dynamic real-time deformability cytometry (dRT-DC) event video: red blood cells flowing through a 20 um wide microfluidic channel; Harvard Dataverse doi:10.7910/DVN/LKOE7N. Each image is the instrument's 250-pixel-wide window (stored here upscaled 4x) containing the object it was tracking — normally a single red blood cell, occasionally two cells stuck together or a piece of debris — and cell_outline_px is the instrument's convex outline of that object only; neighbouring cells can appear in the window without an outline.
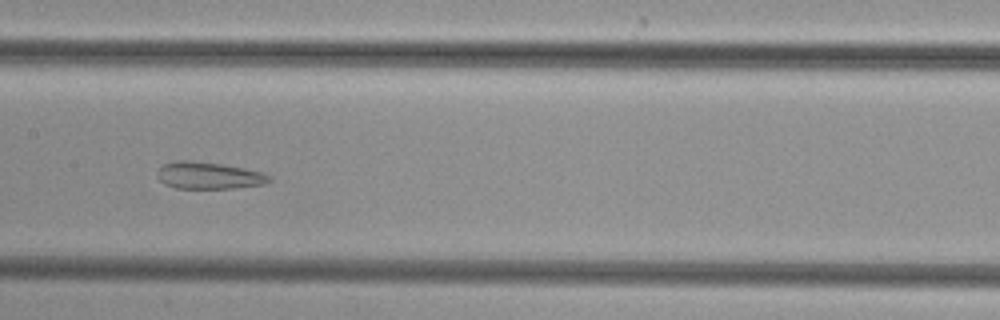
{"species": "common noctule bat (a hibernating species)", "species_latin": "Nyctalus noctula", "temperature_condition": "cold", "stored_images_in_passage": 40, "camera_frame_rate_fps": 3000, "um_per_image_px": 0.085, "animal": {"sex": "female", "body_mass_g": 29.2, "forearm_length_mm": 56.3}, "frame": {"image": 1, "passage_image": 16, "time_ms": 5.0, "image_size_px": [1000, 320], "cell_outline_px": [[272, 180], [268, 184], [232, 188], [176, 188], [164, 184], [156, 176], [156, 172], [164, 164], [176, 160], [192, 160], [220, 164], [244, 168], [264, 172]], "centroid_in_image_um": [17.74, 14.92], "position_along_channel_um": 189.7, "area_um2": 17.69}}
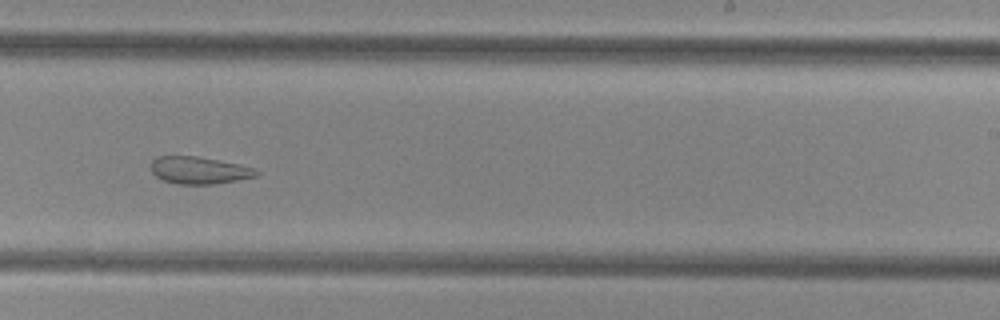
{"frame": {"image": 2, "passage_image": 22, "time_ms": 7.0, "image_size_px": [1000, 320], "cell_outline_px": [[260, 176], [212, 184], [176, 184], [164, 180], [156, 176], [152, 172], [152, 160], [156, 156], [196, 156], [240, 164], [252, 168], [260, 172]], "centroid_in_image_um": [16.94, 14.47], "position_along_channel_um": 272.1, "area_um2": 16.65}}
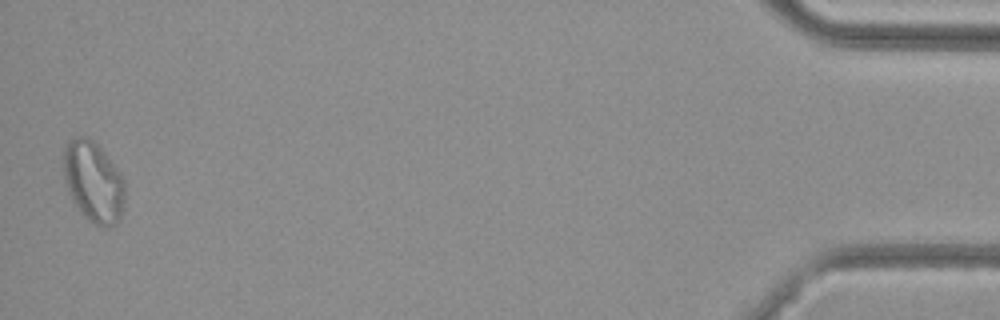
{"frame": {"image": 3, "passage_image": 40, "time_ms": 13.0, "image_size_px": [1000, 320], "cell_outline_px": [[124, 208], [116, 224], [112, 228], [100, 228], [88, 220], [80, 212], [72, 200], [68, 192], [64, 180], [64, 144], [72, 136], [88, 136], [104, 152], [120, 172], [124, 180]], "centroid_in_image_um": [7.93, 15.47], "position_along_channel_um": 427.3, "area_um2": 29.36}}